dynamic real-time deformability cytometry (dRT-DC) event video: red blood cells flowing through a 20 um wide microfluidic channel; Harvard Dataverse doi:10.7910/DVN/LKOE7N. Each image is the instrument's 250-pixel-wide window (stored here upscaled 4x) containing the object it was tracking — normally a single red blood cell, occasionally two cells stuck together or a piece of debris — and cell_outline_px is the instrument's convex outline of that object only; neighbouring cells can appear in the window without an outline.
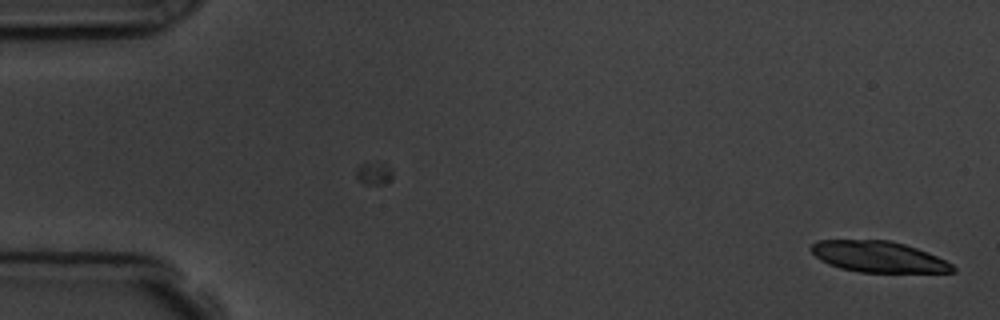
{"species": "common noctule bat (a hibernating species)", "species_latin": "Nyctalus noctula", "temperature_condition": "room temperature", "stored_images_in_passage": 3, "camera_frame_rate_fps": 3000, "um_per_image_px": 0.085, "animal": {"sex": "male", "body_mass_g": 19.5, "forearm_length_mm": 54.6}, "frame": {"image": 1, "passage_image": 3, "time_ms": 2.0, "image_size_px": [1000, 320], "cell_outline_px": [[956, 272], [860, 272], [840, 268], [828, 264], [820, 260], [808, 248], [816, 240], [888, 240], [904, 244], [928, 252], [952, 264], [956, 268]], "centroid_in_image_um": [74.64, 21.82], "position_along_channel_um": 10.4, "area_um2": 25.55}}